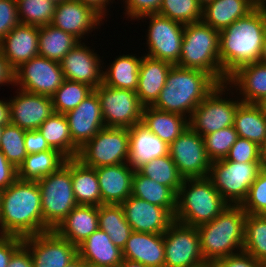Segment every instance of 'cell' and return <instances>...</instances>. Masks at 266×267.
<instances>
[{"instance_id": "cell-63", "label": "cell", "mask_w": 266, "mask_h": 267, "mask_svg": "<svg viewBox=\"0 0 266 267\" xmlns=\"http://www.w3.org/2000/svg\"><path fill=\"white\" fill-rule=\"evenodd\" d=\"M190 267H214V264L212 261H207V260H204L198 264H195L193 266H190Z\"/></svg>"}, {"instance_id": "cell-30", "label": "cell", "mask_w": 266, "mask_h": 267, "mask_svg": "<svg viewBox=\"0 0 266 267\" xmlns=\"http://www.w3.org/2000/svg\"><path fill=\"white\" fill-rule=\"evenodd\" d=\"M257 6L258 0H213L202 8V21L220 32Z\"/></svg>"}, {"instance_id": "cell-46", "label": "cell", "mask_w": 266, "mask_h": 267, "mask_svg": "<svg viewBox=\"0 0 266 267\" xmlns=\"http://www.w3.org/2000/svg\"><path fill=\"white\" fill-rule=\"evenodd\" d=\"M203 138L207 156L211 161H215L226 158L238 134L234 126H230L205 135Z\"/></svg>"}, {"instance_id": "cell-23", "label": "cell", "mask_w": 266, "mask_h": 267, "mask_svg": "<svg viewBox=\"0 0 266 267\" xmlns=\"http://www.w3.org/2000/svg\"><path fill=\"white\" fill-rule=\"evenodd\" d=\"M95 169L99 180L102 204H121L131 195L135 171L128 163Z\"/></svg>"}, {"instance_id": "cell-69", "label": "cell", "mask_w": 266, "mask_h": 267, "mask_svg": "<svg viewBox=\"0 0 266 267\" xmlns=\"http://www.w3.org/2000/svg\"><path fill=\"white\" fill-rule=\"evenodd\" d=\"M50 1L54 2L55 4H58V3H60V2H62L64 0H50Z\"/></svg>"}, {"instance_id": "cell-14", "label": "cell", "mask_w": 266, "mask_h": 267, "mask_svg": "<svg viewBox=\"0 0 266 267\" xmlns=\"http://www.w3.org/2000/svg\"><path fill=\"white\" fill-rule=\"evenodd\" d=\"M169 155L184 178L208 177L212 161L204 138L190 127L169 145Z\"/></svg>"}, {"instance_id": "cell-41", "label": "cell", "mask_w": 266, "mask_h": 267, "mask_svg": "<svg viewBox=\"0 0 266 267\" xmlns=\"http://www.w3.org/2000/svg\"><path fill=\"white\" fill-rule=\"evenodd\" d=\"M137 171L156 182L170 187L176 194L184 181L171 156L164 155L147 162Z\"/></svg>"}, {"instance_id": "cell-65", "label": "cell", "mask_w": 266, "mask_h": 267, "mask_svg": "<svg viewBox=\"0 0 266 267\" xmlns=\"http://www.w3.org/2000/svg\"><path fill=\"white\" fill-rule=\"evenodd\" d=\"M197 1L202 7H204L207 3H210L213 0H197Z\"/></svg>"}, {"instance_id": "cell-28", "label": "cell", "mask_w": 266, "mask_h": 267, "mask_svg": "<svg viewBox=\"0 0 266 267\" xmlns=\"http://www.w3.org/2000/svg\"><path fill=\"white\" fill-rule=\"evenodd\" d=\"M77 252L87 264L97 267H119L123 260L122 250L99 228L77 247Z\"/></svg>"}, {"instance_id": "cell-40", "label": "cell", "mask_w": 266, "mask_h": 267, "mask_svg": "<svg viewBox=\"0 0 266 267\" xmlns=\"http://www.w3.org/2000/svg\"><path fill=\"white\" fill-rule=\"evenodd\" d=\"M243 251L266 265V215L247 214Z\"/></svg>"}, {"instance_id": "cell-52", "label": "cell", "mask_w": 266, "mask_h": 267, "mask_svg": "<svg viewBox=\"0 0 266 267\" xmlns=\"http://www.w3.org/2000/svg\"><path fill=\"white\" fill-rule=\"evenodd\" d=\"M22 244V237L0 234V267H8L12 254Z\"/></svg>"}, {"instance_id": "cell-29", "label": "cell", "mask_w": 266, "mask_h": 267, "mask_svg": "<svg viewBox=\"0 0 266 267\" xmlns=\"http://www.w3.org/2000/svg\"><path fill=\"white\" fill-rule=\"evenodd\" d=\"M227 83L239 90L243 103L258 104L266 98V65L245 64L228 77Z\"/></svg>"}, {"instance_id": "cell-18", "label": "cell", "mask_w": 266, "mask_h": 267, "mask_svg": "<svg viewBox=\"0 0 266 267\" xmlns=\"http://www.w3.org/2000/svg\"><path fill=\"white\" fill-rule=\"evenodd\" d=\"M125 219L135 232L164 233L175 221L165 208L130 195L121 204Z\"/></svg>"}, {"instance_id": "cell-33", "label": "cell", "mask_w": 266, "mask_h": 267, "mask_svg": "<svg viewBox=\"0 0 266 267\" xmlns=\"http://www.w3.org/2000/svg\"><path fill=\"white\" fill-rule=\"evenodd\" d=\"M233 126L238 137L248 139L260 147L266 145V116L258 104L241 102Z\"/></svg>"}, {"instance_id": "cell-36", "label": "cell", "mask_w": 266, "mask_h": 267, "mask_svg": "<svg viewBox=\"0 0 266 267\" xmlns=\"http://www.w3.org/2000/svg\"><path fill=\"white\" fill-rule=\"evenodd\" d=\"M142 58L135 55H120L103 71V83L113 88L136 91Z\"/></svg>"}, {"instance_id": "cell-54", "label": "cell", "mask_w": 266, "mask_h": 267, "mask_svg": "<svg viewBox=\"0 0 266 267\" xmlns=\"http://www.w3.org/2000/svg\"><path fill=\"white\" fill-rule=\"evenodd\" d=\"M17 180V169L6 159L0 149V191Z\"/></svg>"}, {"instance_id": "cell-55", "label": "cell", "mask_w": 266, "mask_h": 267, "mask_svg": "<svg viewBox=\"0 0 266 267\" xmlns=\"http://www.w3.org/2000/svg\"><path fill=\"white\" fill-rule=\"evenodd\" d=\"M8 267H34L31 253L24 244L12 254Z\"/></svg>"}, {"instance_id": "cell-32", "label": "cell", "mask_w": 266, "mask_h": 267, "mask_svg": "<svg viewBox=\"0 0 266 267\" xmlns=\"http://www.w3.org/2000/svg\"><path fill=\"white\" fill-rule=\"evenodd\" d=\"M71 180L78 205H102V196L96 169L84 165L77 158H71Z\"/></svg>"}, {"instance_id": "cell-53", "label": "cell", "mask_w": 266, "mask_h": 267, "mask_svg": "<svg viewBox=\"0 0 266 267\" xmlns=\"http://www.w3.org/2000/svg\"><path fill=\"white\" fill-rule=\"evenodd\" d=\"M24 142L27 155L52 149L38 129L25 131Z\"/></svg>"}, {"instance_id": "cell-22", "label": "cell", "mask_w": 266, "mask_h": 267, "mask_svg": "<svg viewBox=\"0 0 266 267\" xmlns=\"http://www.w3.org/2000/svg\"><path fill=\"white\" fill-rule=\"evenodd\" d=\"M38 38L39 26L19 23L0 41V51L14 71L39 55Z\"/></svg>"}, {"instance_id": "cell-5", "label": "cell", "mask_w": 266, "mask_h": 267, "mask_svg": "<svg viewBox=\"0 0 266 267\" xmlns=\"http://www.w3.org/2000/svg\"><path fill=\"white\" fill-rule=\"evenodd\" d=\"M229 204L208 178H184L177 194L174 219L198 227L215 219Z\"/></svg>"}, {"instance_id": "cell-35", "label": "cell", "mask_w": 266, "mask_h": 267, "mask_svg": "<svg viewBox=\"0 0 266 267\" xmlns=\"http://www.w3.org/2000/svg\"><path fill=\"white\" fill-rule=\"evenodd\" d=\"M67 158L55 149L28 154L17 169V179L38 181L57 171L65 164Z\"/></svg>"}, {"instance_id": "cell-16", "label": "cell", "mask_w": 266, "mask_h": 267, "mask_svg": "<svg viewBox=\"0 0 266 267\" xmlns=\"http://www.w3.org/2000/svg\"><path fill=\"white\" fill-rule=\"evenodd\" d=\"M34 267H65L77 255V247L54 230L23 238Z\"/></svg>"}, {"instance_id": "cell-37", "label": "cell", "mask_w": 266, "mask_h": 267, "mask_svg": "<svg viewBox=\"0 0 266 267\" xmlns=\"http://www.w3.org/2000/svg\"><path fill=\"white\" fill-rule=\"evenodd\" d=\"M38 130L52 149L59 151L67 159L77 158L79 148L72 142L64 114L54 112Z\"/></svg>"}, {"instance_id": "cell-51", "label": "cell", "mask_w": 266, "mask_h": 267, "mask_svg": "<svg viewBox=\"0 0 266 267\" xmlns=\"http://www.w3.org/2000/svg\"><path fill=\"white\" fill-rule=\"evenodd\" d=\"M213 264L214 267H266V265L244 251L215 260Z\"/></svg>"}, {"instance_id": "cell-13", "label": "cell", "mask_w": 266, "mask_h": 267, "mask_svg": "<svg viewBox=\"0 0 266 267\" xmlns=\"http://www.w3.org/2000/svg\"><path fill=\"white\" fill-rule=\"evenodd\" d=\"M64 81L60 63L36 56L14 71V85L20 90L51 97Z\"/></svg>"}, {"instance_id": "cell-27", "label": "cell", "mask_w": 266, "mask_h": 267, "mask_svg": "<svg viewBox=\"0 0 266 267\" xmlns=\"http://www.w3.org/2000/svg\"><path fill=\"white\" fill-rule=\"evenodd\" d=\"M172 66L168 62L146 55L142 57L136 94L144 107L152 106L156 102Z\"/></svg>"}, {"instance_id": "cell-6", "label": "cell", "mask_w": 266, "mask_h": 267, "mask_svg": "<svg viewBox=\"0 0 266 267\" xmlns=\"http://www.w3.org/2000/svg\"><path fill=\"white\" fill-rule=\"evenodd\" d=\"M183 68L199 69L223 83V70L219 59V31L202 20L184 24L180 60Z\"/></svg>"}, {"instance_id": "cell-66", "label": "cell", "mask_w": 266, "mask_h": 267, "mask_svg": "<svg viewBox=\"0 0 266 267\" xmlns=\"http://www.w3.org/2000/svg\"><path fill=\"white\" fill-rule=\"evenodd\" d=\"M258 5L266 10V0H258Z\"/></svg>"}, {"instance_id": "cell-49", "label": "cell", "mask_w": 266, "mask_h": 267, "mask_svg": "<svg viewBox=\"0 0 266 267\" xmlns=\"http://www.w3.org/2000/svg\"><path fill=\"white\" fill-rule=\"evenodd\" d=\"M19 23L16 0H0V41Z\"/></svg>"}, {"instance_id": "cell-68", "label": "cell", "mask_w": 266, "mask_h": 267, "mask_svg": "<svg viewBox=\"0 0 266 267\" xmlns=\"http://www.w3.org/2000/svg\"><path fill=\"white\" fill-rule=\"evenodd\" d=\"M84 267H97V266H93V265L87 264V263L84 261Z\"/></svg>"}, {"instance_id": "cell-39", "label": "cell", "mask_w": 266, "mask_h": 267, "mask_svg": "<svg viewBox=\"0 0 266 267\" xmlns=\"http://www.w3.org/2000/svg\"><path fill=\"white\" fill-rule=\"evenodd\" d=\"M98 225L99 229L105 231L111 241L121 250L133 231L125 219L120 204L100 205L98 207Z\"/></svg>"}, {"instance_id": "cell-21", "label": "cell", "mask_w": 266, "mask_h": 267, "mask_svg": "<svg viewBox=\"0 0 266 267\" xmlns=\"http://www.w3.org/2000/svg\"><path fill=\"white\" fill-rule=\"evenodd\" d=\"M102 19L90 6L76 0H64L56 4L51 24L82 41L81 38L96 29Z\"/></svg>"}, {"instance_id": "cell-26", "label": "cell", "mask_w": 266, "mask_h": 267, "mask_svg": "<svg viewBox=\"0 0 266 267\" xmlns=\"http://www.w3.org/2000/svg\"><path fill=\"white\" fill-rule=\"evenodd\" d=\"M99 228L98 207L92 205H77L58 224L54 231L78 247Z\"/></svg>"}, {"instance_id": "cell-56", "label": "cell", "mask_w": 266, "mask_h": 267, "mask_svg": "<svg viewBox=\"0 0 266 267\" xmlns=\"http://www.w3.org/2000/svg\"><path fill=\"white\" fill-rule=\"evenodd\" d=\"M14 84V70L0 51V85Z\"/></svg>"}, {"instance_id": "cell-17", "label": "cell", "mask_w": 266, "mask_h": 267, "mask_svg": "<svg viewBox=\"0 0 266 267\" xmlns=\"http://www.w3.org/2000/svg\"><path fill=\"white\" fill-rule=\"evenodd\" d=\"M64 79L88 84L93 89L103 83L100 56L79 41L59 62Z\"/></svg>"}, {"instance_id": "cell-7", "label": "cell", "mask_w": 266, "mask_h": 267, "mask_svg": "<svg viewBox=\"0 0 266 267\" xmlns=\"http://www.w3.org/2000/svg\"><path fill=\"white\" fill-rule=\"evenodd\" d=\"M41 192V208L44 223L54 230L78 205L72 188L71 158L57 171L37 181Z\"/></svg>"}, {"instance_id": "cell-31", "label": "cell", "mask_w": 266, "mask_h": 267, "mask_svg": "<svg viewBox=\"0 0 266 267\" xmlns=\"http://www.w3.org/2000/svg\"><path fill=\"white\" fill-rule=\"evenodd\" d=\"M188 120L185 116L146 106L143 108L141 123L162 141L170 145L188 129Z\"/></svg>"}, {"instance_id": "cell-59", "label": "cell", "mask_w": 266, "mask_h": 267, "mask_svg": "<svg viewBox=\"0 0 266 267\" xmlns=\"http://www.w3.org/2000/svg\"><path fill=\"white\" fill-rule=\"evenodd\" d=\"M260 170L266 172V145L260 147Z\"/></svg>"}, {"instance_id": "cell-67", "label": "cell", "mask_w": 266, "mask_h": 267, "mask_svg": "<svg viewBox=\"0 0 266 267\" xmlns=\"http://www.w3.org/2000/svg\"><path fill=\"white\" fill-rule=\"evenodd\" d=\"M3 128H4V125H0V140H1Z\"/></svg>"}, {"instance_id": "cell-57", "label": "cell", "mask_w": 266, "mask_h": 267, "mask_svg": "<svg viewBox=\"0 0 266 267\" xmlns=\"http://www.w3.org/2000/svg\"><path fill=\"white\" fill-rule=\"evenodd\" d=\"M82 4L90 6L93 10H95L99 15L105 18L107 13V4L111 2V0H76ZM110 1V2H109Z\"/></svg>"}, {"instance_id": "cell-60", "label": "cell", "mask_w": 266, "mask_h": 267, "mask_svg": "<svg viewBox=\"0 0 266 267\" xmlns=\"http://www.w3.org/2000/svg\"><path fill=\"white\" fill-rule=\"evenodd\" d=\"M65 267H84V260L77 255Z\"/></svg>"}, {"instance_id": "cell-9", "label": "cell", "mask_w": 266, "mask_h": 267, "mask_svg": "<svg viewBox=\"0 0 266 267\" xmlns=\"http://www.w3.org/2000/svg\"><path fill=\"white\" fill-rule=\"evenodd\" d=\"M129 158L128 128L104 127L78 152L84 165L99 168L127 163Z\"/></svg>"}, {"instance_id": "cell-8", "label": "cell", "mask_w": 266, "mask_h": 267, "mask_svg": "<svg viewBox=\"0 0 266 267\" xmlns=\"http://www.w3.org/2000/svg\"><path fill=\"white\" fill-rule=\"evenodd\" d=\"M260 171V163H239L224 158L211 162L208 178L229 205H241Z\"/></svg>"}, {"instance_id": "cell-43", "label": "cell", "mask_w": 266, "mask_h": 267, "mask_svg": "<svg viewBox=\"0 0 266 267\" xmlns=\"http://www.w3.org/2000/svg\"><path fill=\"white\" fill-rule=\"evenodd\" d=\"M19 22L44 26L51 24L56 4L50 0H16Z\"/></svg>"}, {"instance_id": "cell-3", "label": "cell", "mask_w": 266, "mask_h": 267, "mask_svg": "<svg viewBox=\"0 0 266 267\" xmlns=\"http://www.w3.org/2000/svg\"><path fill=\"white\" fill-rule=\"evenodd\" d=\"M218 84L205 71L173 65L167 74L165 86L152 107L189 119L194 109Z\"/></svg>"}, {"instance_id": "cell-42", "label": "cell", "mask_w": 266, "mask_h": 267, "mask_svg": "<svg viewBox=\"0 0 266 267\" xmlns=\"http://www.w3.org/2000/svg\"><path fill=\"white\" fill-rule=\"evenodd\" d=\"M93 90L88 84L64 79L51 96L54 112L66 114L75 109Z\"/></svg>"}, {"instance_id": "cell-64", "label": "cell", "mask_w": 266, "mask_h": 267, "mask_svg": "<svg viewBox=\"0 0 266 267\" xmlns=\"http://www.w3.org/2000/svg\"><path fill=\"white\" fill-rule=\"evenodd\" d=\"M258 105L261 107L263 114L266 116V98L259 102Z\"/></svg>"}, {"instance_id": "cell-4", "label": "cell", "mask_w": 266, "mask_h": 267, "mask_svg": "<svg viewBox=\"0 0 266 267\" xmlns=\"http://www.w3.org/2000/svg\"><path fill=\"white\" fill-rule=\"evenodd\" d=\"M246 217L241 205H228L211 222L196 227L204 260L213 262L243 251Z\"/></svg>"}, {"instance_id": "cell-62", "label": "cell", "mask_w": 266, "mask_h": 267, "mask_svg": "<svg viewBox=\"0 0 266 267\" xmlns=\"http://www.w3.org/2000/svg\"><path fill=\"white\" fill-rule=\"evenodd\" d=\"M259 62L266 65V33L263 40V49Z\"/></svg>"}, {"instance_id": "cell-20", "label": "cell", "mask_w": 266, "mask_h": 267, "mask_svg": "<svg viewBox=\"0 0 266 267\" xmlns=\"http://www.w3.org/2000/svg\"><path fill=\"white\" fill-rule=\"evenodd\" d=\"M72 142L80 149L105 127L98 95L93 91L75 109L64 114Z\"/></svg>"}, {"instance_id": "cell-58", "label": "cell", "mask_w": 266, "mask_h": 267, "mask_svg": "<svg viewBox=\"0 0 266 267\" xmlns=\"http://www.w3.org/2000/svg\"><path fill=\"white\" fill-rule=\"evenodd\" d=\"M10 123L9 101L0 100V125Z\"/></svg>"}, {"instance_id": "cell-25", "label": "cell", "mask_w": 266, "mask_h": 267, "mask_svg": "<svg viewBox=\"0 0 266 267\" xmlns=\"http://www.w3.org/2000/svg\"><path fill=\"white\" fill-rule=\"evenodd\" d=\"M122 253L123 259L139 262L146 267H164L163 233L132 231Z\"/></svg>"}, {"instance_id": "cell-1", "label": "cell", "mask_w": 266, "mask_h": 267, "mask_svg": "<svg viewBox=\"0 0 266 267\" xmlns=\"http://www.w3.org/2000/svg\"><path fill=\"white\" fill-rule=\"evenodd\" d=\"M266 33V10L259 5L219 32V59L223 83L239 67L259 62Z\"/></svg>"}, {"instance_id": "cell-50", "label": "cell", "mask_w": 266, "mask_h": 267, "mask_svg": "<svg viewBox=\"0 0 266 267\" xmlns=\"http://www.w3.org/2000/svg\"><path fill=\"white\" fill-rule=\"evenodd\" d=\"M125 1V15L133 20L138 19L140 16L158 13L162 0H123Z\"/></svg>"}, {"instance_id": "cell-19", "label": "cell", "mask_w": 266, "mask_h": 267, "mask_svg": "<svg viewBox=\"0 0 266 267\" xmlns=\"http://www.w3.org/2000/svg\"><path fill=\"white\" fill-rule=\"evenodd\" d=\"M18 91L17 96L9 100L10 123L25 131L36 130L54 113L52 99Z\"/></svg>"}, {"instance_id": "cell-15", "label": "cell", "mask_w": 266, "mask_h": 267, "mask_svg": "<svg viewBox=\"0 0 266 267\" xmlns=\"http://www.w3.org/2000/svg\"><path fill=\"white\" fill-rule=\"evenodd\" d=\"M163 239L164 267H190L204 261L196 227L174 221Z\"/></svg>"}, {"instance_id": "cell-2", "label": "cell", "mask_w": 266, "mask_h": 267, "mask_svg": "<svg viewBox=\"0 0 266 267\" xmlns=\"http://www.w3.org/2000/svg\"><path fill=\"white\" fill-rule=\"evenodd\" d=\"M50 230L43 221L37 181L17 179L0 191V234L24 238Z\"/></svg>"}, {"instance_id": "cell-34", "label": "cell", "mask_w": 266, "mask_h": 267, "mask_svg": "<svg viewBox=\"0 0 266 267\" xmlns=\"http://www.w3.org/2000/svg\"><path fill=\"white\" fill-rule=\"evenodd\" d=\"M132 196L167 209L173 216L177 208V194L163 184L156 182L135 170L132 179Z\"/></svg>"}, {"instance_id": "cell-48", "label": "cell", "mask_w": 266, "mask_h": 267, "mask_svg": "<svg viewBox=\"0 0 266 267\" xmlns=\"http://www.w3.org/2000/svg\"><path fill=\"white\" fill-rule=\"evenodd\" d=\"M225 159L239 163H260V146L248 139L238 137Z\"/></svg>"}, {"instance_id": "cell-10", "label": "cell", "mask_w": 266, "mask_h": 267, "mask_svg": "<svg viewBox=\"0 0 266 267\" xmlns=\"http://www.w3.org/2000/svg\"><path fill=\"white\" fill-rule=\"evenodd\" d=\"M230 88L227 82L219 83L194 109L189 118V127L192 130L204 137L225 127L233 126L236 110L242 101L241 98L233 101L221 96L226 90H231Z\"/></svg>"}, {"instance_id": "cell-38", "label": "cell", "mask_w": 266, "mask_h": 267, "mask_svg": "<svg viewBox=\"0 0 266 267\" xmlns=\"http://www.w3.org/2000/svg\"><path fill=\"white\" fill-rule=\"evenodd\" d=\"M79 40L52 24L39 27V56L60 62Z\"/></svg>"}, {"instance_id": "cell-11", "label": "cell", "mask_w": 266, "mask_h": 267, "mask_svg": "<svg viewBox=\"0 0 266 267\" xmlns=\"http://www.w3.org/2000/svg\"><path fill=\"white\" fill-rule=\"evenodd\" d=\"M93 91L98 95L105 127L129 129L141 122L144 106L136 91L117 89L104 83Z\"/></svg>"}, {"instance_id": "cell-44", "label": "cell", "mask_w": 266, "mask_h": 267, "mask_svg": "<svg viewBox=\"0 0 266 267\" xmlns=\"http://www.w3.org/2000/svg\"><path fill=\"white\" fill-rule=\"evenodd\" d=\"M24 138L25 130L11 123L4 125L0 149L16 169L19 168L27 156Z\"/></svg>"}, {"instance_id": "cell-24", "label": "cell", "mask_w": 266, "mask_h": 267, "mask_svg": "<svg viewBox=\"0 0 266 267\" xmlns=\"http://www.w3.org/2000/svg\"><path fill=\"white\" fill-rule=\"evenodd\" d=\"M128 164L135 171L151 160L168 155L169 145L152 133L141 122L128 129Z\"/></svg>"}, {"instance_id": "cell-61", "label": "cell", "mask_w": 266, "mask_h": 267, "mask_svg": "<svg viewBox=\"0 0 266 267\" xmlns=\"http://www.w3.org/2000/svg\"><path fill=\"white\" fill-rule=\"evenodd\" d=\"M119 267H146V266L139 262L123 259Z\"/></svg>"}, {"instance_id": "cell-12", "label": "cell", "mask_w": 266, "mask_h": 267, "mask_svg": "<svg viewBox=\"0 0 266 267\" xmlns=\"http://www.w3.org/2000/svg\"><path fill=\"white\" fill-rule=\"evenodd\" d=\"M145 17L150 19L146 36L149 51L146 56L177 65L181 55L184 24L158 13L140 16L138 20Z\"/></svg>"}, {"instance_id": "cell-45", "label": "cell", "mask_w": 266, "mask_h": 267, "mask_svg": "<svg viewBox=\"0 0 266 267\" xmlns=\"http://www.w3.org/2000/svg\"><path fill=\"white\" fill-rule=\"evenodd\" d=\"M202 8L197 0H162L158 14L189 24L202 20Z\"/></svg>"}, {"instance_id": "cell-47", "label": "cell", "mask_w": 266, "mask_h": 267, "mask_svg": "<svg viewBox=\"0 0 266 267\" xmlns=\"http://www.w3.org/2000/svg\"><path fill=\"white\" fill-rule=\"evenodd\" d=\"M241 206L247 214H266V172H259Z\"/></svg>"}]
</instances>
